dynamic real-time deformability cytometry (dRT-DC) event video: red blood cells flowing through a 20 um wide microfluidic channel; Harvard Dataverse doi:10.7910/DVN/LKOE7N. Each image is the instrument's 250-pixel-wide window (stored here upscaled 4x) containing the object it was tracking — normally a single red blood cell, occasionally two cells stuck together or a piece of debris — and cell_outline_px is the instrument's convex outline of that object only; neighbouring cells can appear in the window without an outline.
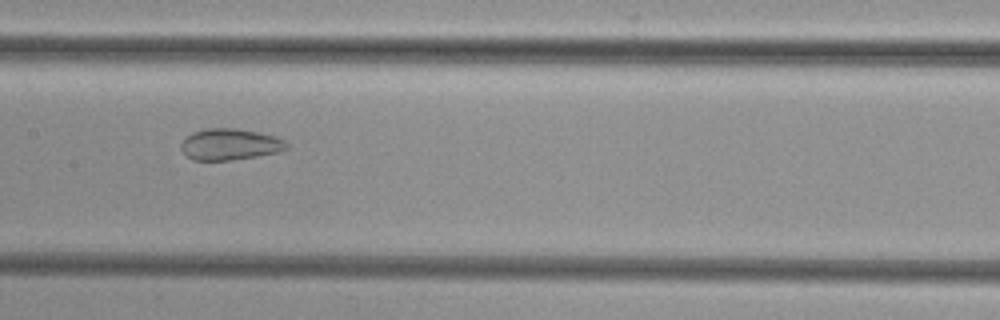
{"species": "common noctule bat (a hibernating species)", "species_latin": "Nyctalus noctula", "temperature_condition": "cold", "stored_images_in_passage": 30, "segment_of_instrument_passage": [1, 2], "camera_frame_rate_fps": 3000, "um_per_image_px": 0.085, "animal": {"sex": "female", "body_mass_g": 29.2, "forearm_length_mm": 56.3}, "frame": {"image": 1, "passage_image": 10, "time_ms": 3.0, "image_size_px": [1000, 320], "cell_outline_px": [[288, 148], [280, 152], [232, 160], [192, 160], [180, 148], [180, 144], [192, 132], [208, 128], [236, 128], [260, 132], [276, 136], [284, 140], [288, 144]], "centroid_in_image_um": [19.57, 12.26], "position_along_channel_um": 187.8, "area_um2": 19.36}}
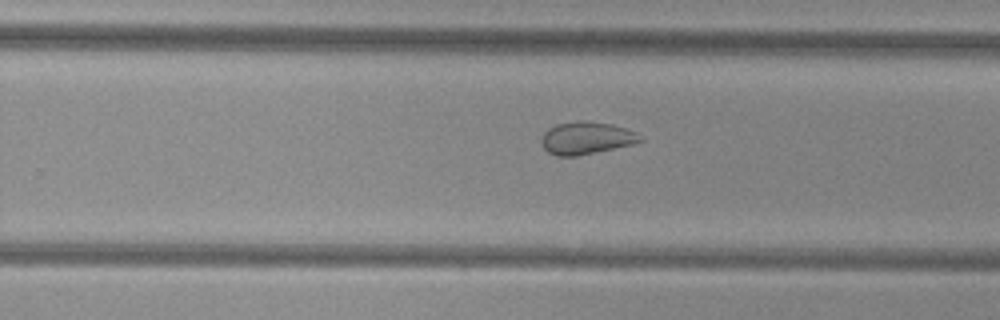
{"frame": {"image": 2, "passage_image": 17, "time_ms": 5.333, "image_size_px": [1000, 320], "cell_outline_px": [[644, 140], [632, 144], [576, 156], [556, 156], [548, 152], [544, 148], [540, 140], [544, 132], [548, 128], [556, 124], [580, 120], [584, 120], [612, 124], [628, 128], [644, 136]], "centroid_in_image_um": [49.85, 11.72], "position_along_channel_um": 279.9, "area_um2": 18.84}}
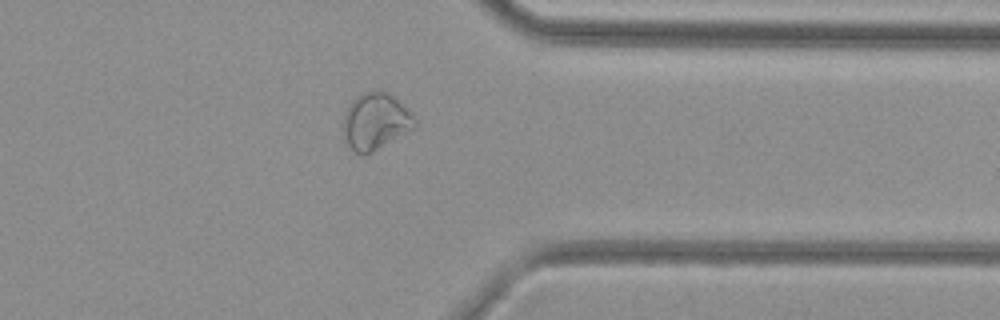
{"frame": {"image": 3, "passage_image": 25, "time_ms": 8.0, "image_size_px": [1000, 320], "cell_outline_px": [[420, 124], [416, 128], [372, 152], [364, 156], [360, 156], [344, 140], [344, 112], [348, 104], [356, 96], [372, 88], [380, 88], [388, 92], [400, 100], [420, 120]], "centroid_in_image_um": [31.99, 10.27], "position_along_channel_um": 379.4, "area_um2": 24.62}}